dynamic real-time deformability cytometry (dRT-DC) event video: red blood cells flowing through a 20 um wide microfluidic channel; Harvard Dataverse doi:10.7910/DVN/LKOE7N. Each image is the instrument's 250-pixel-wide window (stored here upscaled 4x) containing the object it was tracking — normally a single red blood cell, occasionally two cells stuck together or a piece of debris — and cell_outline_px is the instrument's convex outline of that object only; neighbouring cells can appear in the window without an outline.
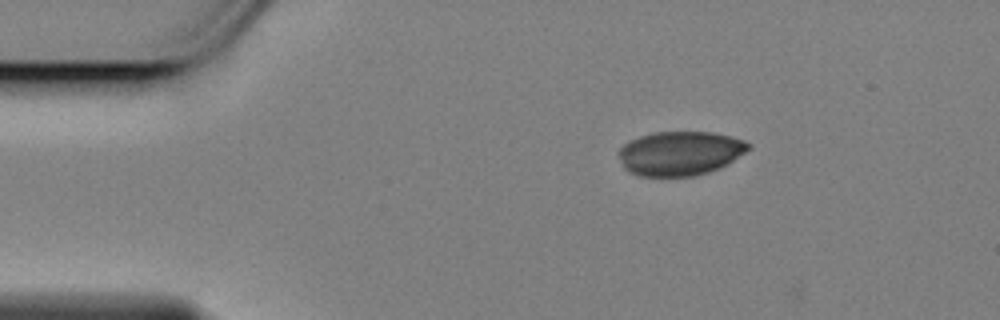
{"species": "Egyptian fruit bat (a non-hibernating species)", "species_latin": "Rousettus aegyptiacus", "temperature_condition": "cold", "stored_images_in_passage": 4, "camera_frame_rate_fps": 3000, "um_per_image_px": 0.085, "animal": {"sex": "female"}, "frame": {"image": 1, "passage_image": 3, "time_ms": 0.667, "image_size_px": [1000, 320], "cell_outline_px": [[752, 148], [728, 164], [720, 168], [696, 176], [640, 176], [628, 172], [624, 168], [616, 152], [624, 144], [640, 136], [656, 132], [712, 132], [732, 136], [744, 140], [752, 144]], "centroid_in_image_um": [57.83, 13.03], "position_along_channel_um": 27.2, "area_um2": 33.76}}